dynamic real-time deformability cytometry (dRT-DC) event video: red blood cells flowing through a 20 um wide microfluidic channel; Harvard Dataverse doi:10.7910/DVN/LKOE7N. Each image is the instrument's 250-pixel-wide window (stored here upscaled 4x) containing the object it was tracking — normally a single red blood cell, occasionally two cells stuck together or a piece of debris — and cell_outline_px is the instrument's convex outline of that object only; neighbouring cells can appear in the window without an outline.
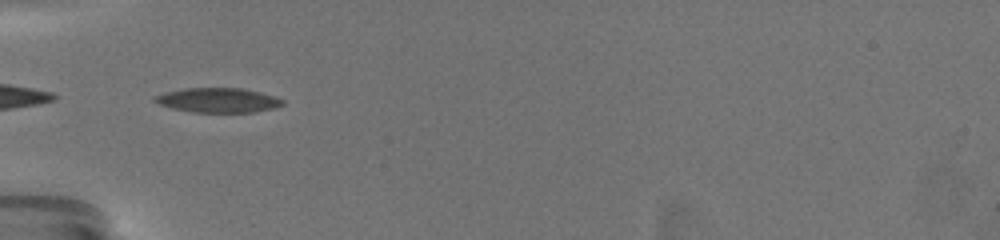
{"species": "common noctule bat (a hibernating species)", "species_latin": "Nyctalus noctula", "temperature_condition": "warm", "stored_images_in_passage": 36, "camera_frame_rate_fps": 3000, "um_per_image_px": 0.085, "animal": {"sex": "female", "body_mass_g": 19.5, "forearm_length_mm": 54.1}, "frame": {"image": 1, "passage_image": 1, "time_ms": 0.0, "image_size_px": [1000, 240], "cell_outline_px": [[284, 104], [276, 108], [252, 112], [192, 112], [172, 108], [160, 104], [152, 100], [152, 96], [184, 88], [240, 88], [260, 92], [284, 100]], "centroid_in_image_um": [18.53, 8.52], "position_along_channel_um": 66.5, "area_um2": 18.21}, "authors_computed_cell_mechanics": {"area_um2": 18.4382, "velocity_mm_per_s": 3.5177, "shape_relaxation_time_tau1_ms": 4.9309, "shape_relaxation_time_tau2_ms": 1.7341, "deformation_change_tau1": 0.1972, "deformation_change_tau2": 0.0759}}